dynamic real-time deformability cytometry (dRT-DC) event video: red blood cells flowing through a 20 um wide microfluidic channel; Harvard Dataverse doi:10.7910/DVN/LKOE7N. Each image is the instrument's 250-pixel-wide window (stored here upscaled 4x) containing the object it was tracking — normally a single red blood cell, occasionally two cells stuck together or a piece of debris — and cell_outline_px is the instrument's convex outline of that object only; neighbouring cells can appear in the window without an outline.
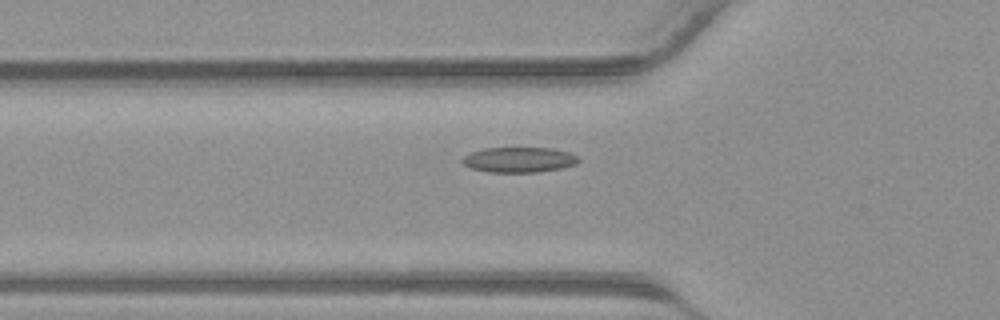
{"species": "common noctule bat (a hibernating species)", "species_latin": "Nyctalus noctula", "temperature_condition": "warm", "stored_images_in_passage": 29, "camera_frame_rate_fps": 3000, "um_per_image_px": 0.085, "animal": {"sex": "male", "body_mass_g": 23.1, "forearm_length_mm": 52.7}, "frame": {"image": 1, "passage_image": 2, "time_ms": 0.333, "image_size_px": [1000, 320], "cell_outline_px": [[580, 160], [576, 164], [560, 168], [536, 172], [488, 172], [472, 168], [464, 164], [460, 160], [464, 156], [472, 152], [484, 148], [552, 148], [568, 152], [576, 156]], "centroid_in_image_um": [44.1, 13.58], "position_along_channel_um": 81.7, "area_um2": 16.94}}
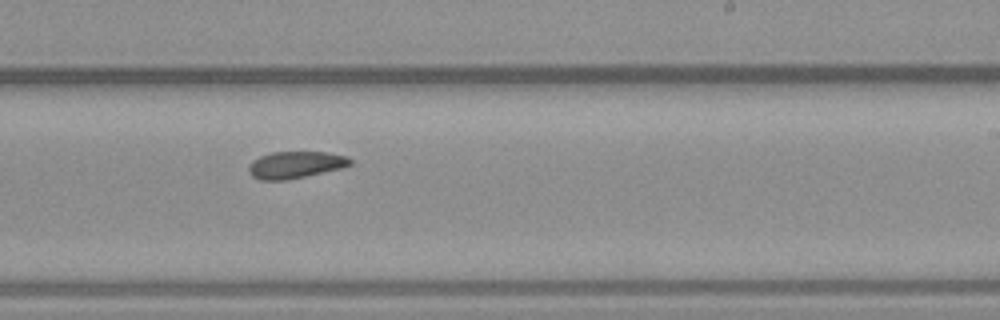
{"frame": {"image": 2, "passage_image": 13, "time_ms": 4.0, "image_size_px": [1000, 320], "cell_outline_px": [[352, 164], [340, 168], [288, 180], [260, 180], [252, 176], [248, 172], [248, 168], [252, 160], [260, 156], [272, 152], [328, 152], [348, 156], [352, 160]], "centroid_in_image_um": [25.1, 14.0], "position_along_channel_um": 263.9, "area_um2": 15.95}}
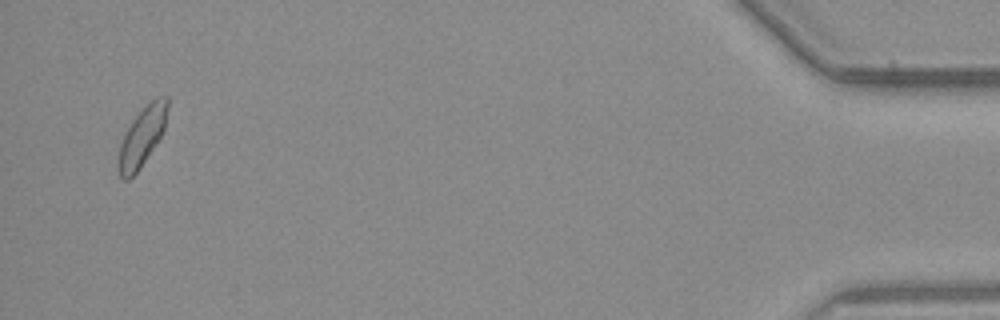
{"frame": {"image": 3, "passage_image": 28, "time_ms": 9.0, "image_size_px": [1000, 320], "cell_outline_px": [[168, 108], [164, 132], [140, 168], [128, 180], [124, 180], [120, 176], [116, 168], [116, 164], [120, 144], [132, 120], [156, 96], [168, 96]], "centroid_in_image_um": [12.07, 11.64], "position_along_channel_um": 423.1, "area_um2": 16.94}}